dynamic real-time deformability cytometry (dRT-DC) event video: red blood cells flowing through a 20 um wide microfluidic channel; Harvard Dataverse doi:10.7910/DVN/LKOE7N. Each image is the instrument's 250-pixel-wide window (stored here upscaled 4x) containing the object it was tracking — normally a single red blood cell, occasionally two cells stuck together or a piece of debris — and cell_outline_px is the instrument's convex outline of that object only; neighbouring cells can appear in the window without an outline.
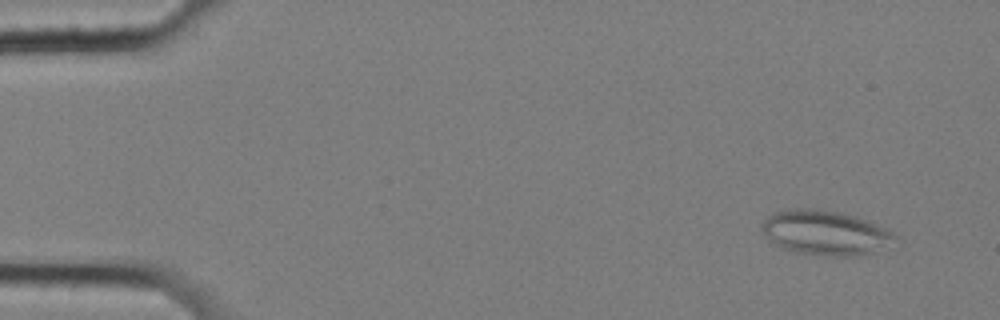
{"species": "common noctule bat (a hibernating species)", "species_latin": "Nyctalus noctula", "temperature_condition": "cold", "stored_images_in_passage": 57, "camera_frame_rate_fps": 3000, "um_per_image_px": 0.085, "animal": {"sex": "female", "body_mass_g": 25.1}, "frame": {"image": 1, "passage_image": 4, "time_ms": 1.0, "image_size_px": [1000, 320], "cell_outline_px": [[896, 236], [872, 252], [856, 256], [832, 256], [796, 252], [780, 248], [760, 228], [760, 224], [768, 216], [776, 212], [788, 208], [816, 208], [856, 216], [868, 220], [888, 228]], "centroid_in_image_um": [70.09, 19.75], "position_along_channel_um": 14.9, "area_um2": 34.1}}
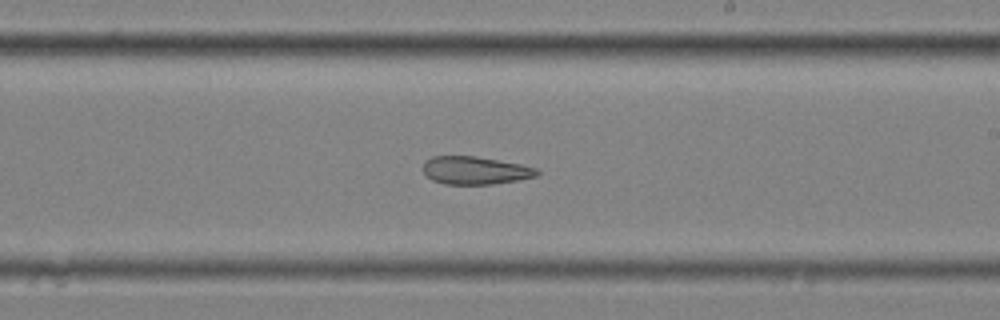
{"frame": {"image": 2, "passage_image": 34, "time_ms": 11.0, "image_size_px": [1000, 320], "cell_outline_px": [[540, 172], [536, 176], [520, 180], [492, 184], [444, 184], [432, 180], [424, 172], [424, 160], [432, 156], [476, 156], [520, 164], [536, 168]], "centroid_in_image_um": [40.39, 14.48], "position_along_channel_um": 248.6, "area_um2": 18.5}}
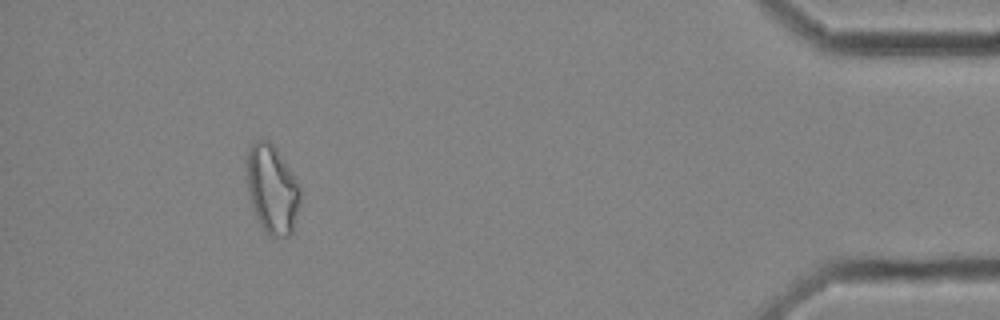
{"frame": {"image": 3, "passage_image": 53, "time_ms": 17.333, "image_size_px": [1000, 320], "cell_outline_px": [[300, 204], [292, 232], [288, 236], [272, 236], [260, 224], [256, 216], [252, 204], [248, 188], [248, 148], [256, 140], [268, 140], [276, 148], [300, 184]], "centroid_in_image_um": [23.17, 16.07], "position_along_channel_um": 412.0, "area_um2": 27.11}, "authors_computed_cell_mechanics": {"area_um2": 25.4898, "velocity_mm_per_s": 3.4863, "shape_relaxation_time_tau1_ms": null, "shape_relaxation_time_tau2_ms": 6.3492, "deformation_change_tau1": null, "deformation_change_tau2": 0.1557}}